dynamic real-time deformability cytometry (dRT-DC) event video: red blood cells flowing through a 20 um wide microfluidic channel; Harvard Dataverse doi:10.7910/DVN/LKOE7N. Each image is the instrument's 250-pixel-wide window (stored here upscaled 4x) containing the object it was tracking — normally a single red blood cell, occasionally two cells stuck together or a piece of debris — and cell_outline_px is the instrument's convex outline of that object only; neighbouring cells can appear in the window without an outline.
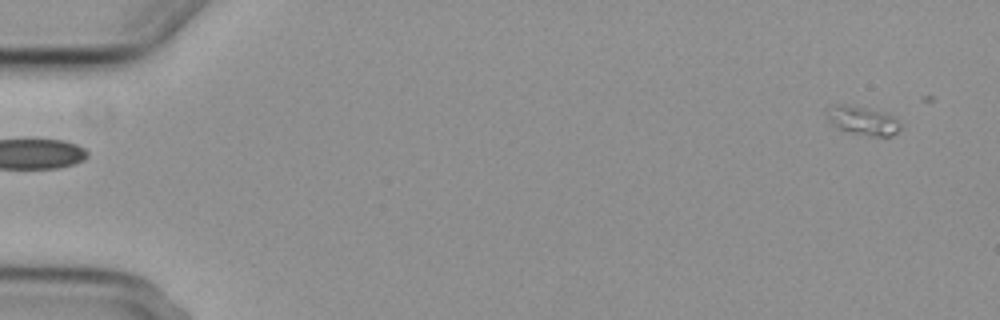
{"species": "common noctule bat (a hibernating species)", "species_latin": "Nyctalus noctula", "temperature_condition": "cold", "stored_images_in_passage": 5, "camera_frame_rate_fps": 3000, "um_per_image_px": 0.085, "animal": {"sex": "female", "body_mass_g": 29.2, "forearm_length_mm": 56.3}, "frame": {"image": 1, "passage_image": 5, "time_ms": 5.667, "image_size_px": [1000, 320], "cell_outline_px": [[900, 128], [892, 136], [872, 136], [840, 128], [832, 124], [828, 120], [828, 116], [832, 104], [844, 104], [864, 108], [880, 112], [892, 116], [900, 124]], "centroid_in_image_um": [73.35, 10.25], "position_along_channel_um": 11.7, "area_um2": 11.56}}